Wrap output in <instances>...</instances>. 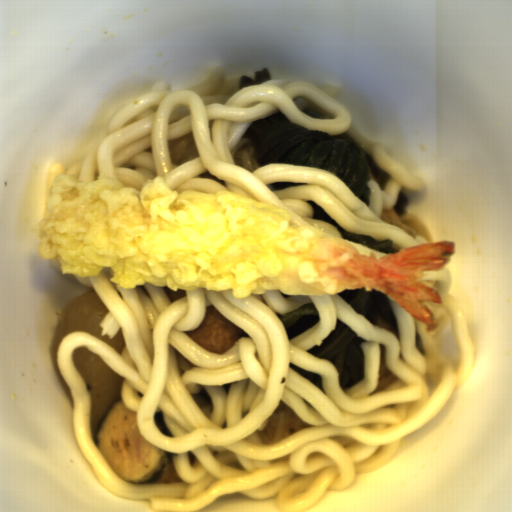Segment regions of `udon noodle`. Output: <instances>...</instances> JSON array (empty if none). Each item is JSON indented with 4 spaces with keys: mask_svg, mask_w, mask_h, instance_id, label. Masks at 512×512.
<instances>
[{
    "mask_svg": "<svg viewBox=\"0 0 512 512\" xmlns=\"http://www.w3.org/2000/svg\"><path fill=\"white\" fill-rule=\"evenodd\" d=\"M114 269L74 279L92 288L106 313L101 337L121 328V353L84 332L64 334L56 364L72 402L74 437L96 480L113 496L148 500L152 512H194L220 495L265 500L281 512L314 508L326 489L390 463L401 438L436 416L470 377L475 354L462 304L449 294L450 269L422 279L443 302L420 301L437 326L412 317L388 295L344 289L286 295L280 289L234 297L111 282ZM216 306L243 330L227 352L189 337ZM84 347L123 375L121 396L138 430L172 452L184 483L136 484L116 476L89 433L88 390L71 351ZM306 427L269 443L263 429L280 406Z\"/></svg>",
    "mask_w": 512,
    "mask_h": 512,
    "instance_id": "udon-noodle-1",
    "label": "udon noodle"
},
{
    "mask_svg": "<svg viewBox=\"0 0 512 512\" xmlns=\"http://www.w3.org/2000/svg\"><path fill=\"white\" fill-rule=\"evenodd\" d=\"M242 77L226 78L221 66L208 67L207 79L188 89L172 90L158 80L150 91L125 100L104 115L98 138L83 147L79 161L68 168L52 162L46 191L53 195V179L60 173L90 184L105 174L125 187L141 191L148 180L161 177L178 195L182 192H234L287 211L298 226H309L348 242L360 255L378 259L388 254L356 240L345 239L323 220L312 219L307 201L320 206L346 231L370 235L376 242L391 240L393 253L428 243L381 219L398 202L402 186L423 192L427 182L388 153L384 142L372 141L352 126L351 112L337 97L341 84L271 78L240 89ZM281 110L293 123L321 129L330 135L354 137L374 163L390 176L380 189L369 173L370 208L356 198L337 175L313 166L255 164L253 146L240 137L254 120ZM307 183L274 190L271 183Z\"/></svg>",
    "mask_w": 512,
    "mask_h": 512,
    "instance_id": "udon-noodle-2",
    "label": "udon noodle"
}]
</instances>
